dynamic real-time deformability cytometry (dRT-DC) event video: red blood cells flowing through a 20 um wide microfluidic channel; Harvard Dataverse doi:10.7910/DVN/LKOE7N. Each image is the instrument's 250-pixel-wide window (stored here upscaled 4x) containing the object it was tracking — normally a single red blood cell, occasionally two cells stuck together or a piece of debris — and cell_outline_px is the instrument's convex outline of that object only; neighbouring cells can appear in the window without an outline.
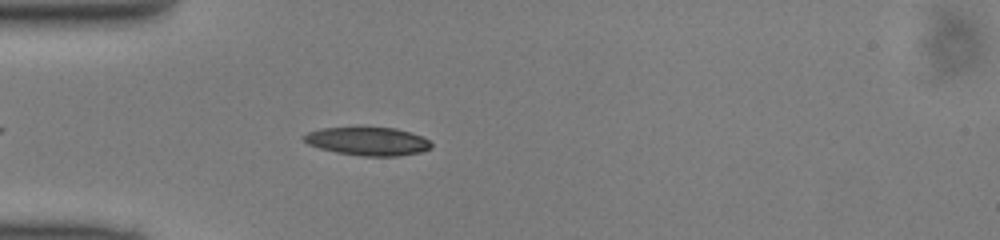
{"species": "common noctule bat (a hibernating species)", "species_latin": "Nyctalus noctula", "temperature_condition": "cold", "stored_images_in_passage": 36, "camera_frame_rate_fps": 3000, "um_per_image_px": 0.085, "animal": {"sex": "male", "body_mass_g": 13.0, "forearm_length_mm": 53.1}, "frame": {"image": 1, "passage_image": 5, "time_ms": 1.333, "image_size_px": [1000, 240], "cell_outline_px": [[432, 148], [420, 152], [396, 156], [360, 156], [336, 152], [320, 148], [308, 144], [300, 136], [308, 132], [320, 128], [396, 128], [412, 132], [428, 140], [432, 144]], "centroid_in_image_um": [31.25, 12.01], "position_along_channel_um": 53.7, "area_um2": 20.92}}
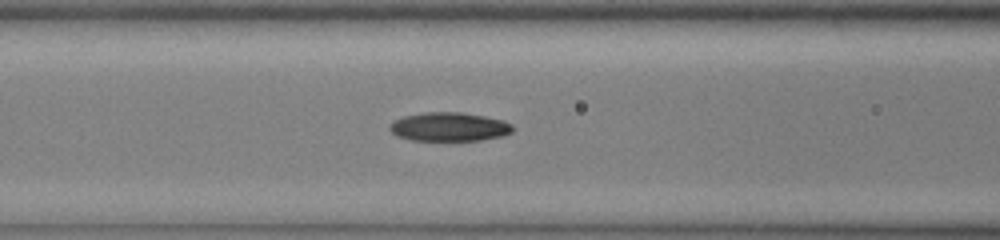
{"frame": {"image": 2, "passage_image": 11, "time_ms": 3.333, "image_size_px": [1000, 240], "cell_outline_px": [[516, 128], [512, 132], [504, 136], [480, 140], [412, 140], [396, 136], [388, 128], [396, 120], [404, 116], [424, 112], [460, 112], [484, 116], [504, 120], [512, 124]], "centroid_in_image_um": [38.24, 10.78], "position_along_channel_um": 128.4, "area_um2": 20.69}}
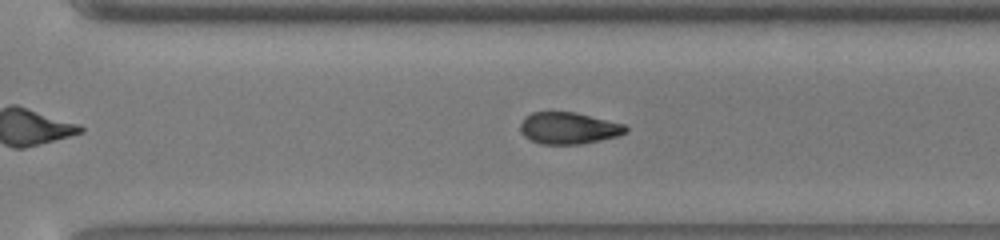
{"frame": {"image": 3, "passage_image": 25, "time_ms": 8.0, "image_size_px": [1000, 240], "cell_outline_px": [[628, 132], [620, 136], [580, 144], [540, 144], [524, 136], [520, 128], [520, 124], [524, 116], [532, 112], [576, 112], [624, 124], [628, 128]], "centroid_in_image_um": [48.35, 10.89], "position_along_channel_um": 322.3, "area_um2": 19.59}}